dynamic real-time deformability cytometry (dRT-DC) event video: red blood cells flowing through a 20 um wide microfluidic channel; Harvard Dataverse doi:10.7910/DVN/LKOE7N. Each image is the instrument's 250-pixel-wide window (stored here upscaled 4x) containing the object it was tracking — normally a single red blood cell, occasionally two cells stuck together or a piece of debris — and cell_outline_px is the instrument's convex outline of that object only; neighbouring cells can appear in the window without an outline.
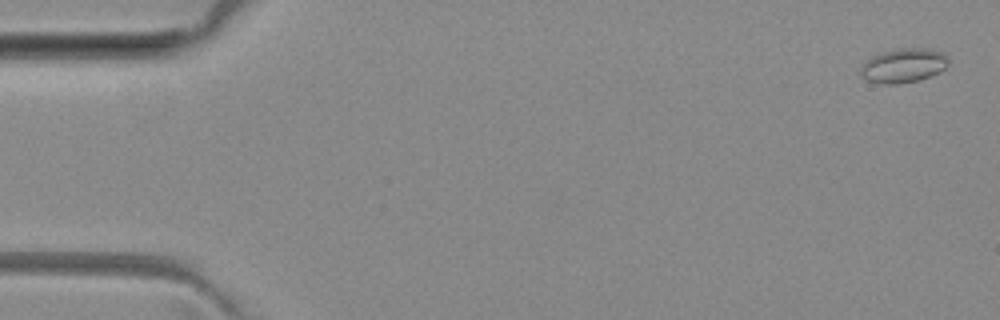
{"species": "common noctule bat (a hibernating species)", "species_latin": "Nyctalus noctula", "temperature_condition": "room temperature", "stored_images_in_passage": 52, "camera_frame_rate_fps": 3000, "um_per_image_px": 0.085, "animal": {"sex": "female", "body_mass_g": 29.2, "forearm_length_mm": 56.3}, "frame": {"image": 1, "passage_image": 2, "time_ms": 0.333, "image_size_px": [1000, 320], "cell_outline_px": [[948, 64], [940, 72], [920, 80], [900, 84], [884, 84], [868, 80], [860, 72], [860, 68], [872, 56], [880, 52], [900, 48], [928, 48], [940, 52], [948, 60]], "centroid_in_image_um": [76.8, 5.57], "position_along_channel_um": 8.2, "area_um2": 17.34}}
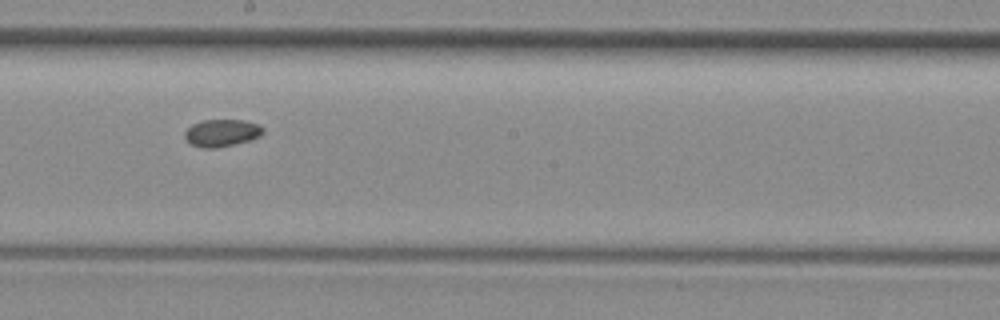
{"frame": {"image": 2, "passage_image": 29, "time_ms": 9.333, "image_size_px": [1000, 320], "cell_outline_px": [[264, 132], [252, 140], [216, 148], [204, 148], [192, 144], [184, 136], [184, 132], [192, 124], [204, 120], [244, 120], [256, 124], [264, 128]], "centroid_in_image_um": [18.86, 11.29], "position_along_channel_um": 229.3, "area_um2": 12.31}}
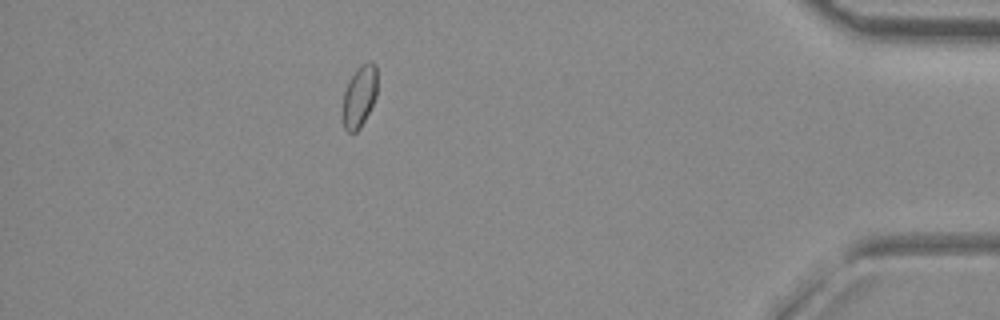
{"frame": {"image": 3, "passage_image": 46, "time_ms": 15.0, "image_size_px": [1000, 320], "cell_outline_px": [[376, 96], [360, 128], [356, 132], [348, 132], [344, 128], [344, 92], [356, 68], [360, 64], [368, 60], [376, 64]], "centroid_in_image_um": [30.57, 8.14], "position_along_channel_um": 404.6, "area_um2": 12.08}}